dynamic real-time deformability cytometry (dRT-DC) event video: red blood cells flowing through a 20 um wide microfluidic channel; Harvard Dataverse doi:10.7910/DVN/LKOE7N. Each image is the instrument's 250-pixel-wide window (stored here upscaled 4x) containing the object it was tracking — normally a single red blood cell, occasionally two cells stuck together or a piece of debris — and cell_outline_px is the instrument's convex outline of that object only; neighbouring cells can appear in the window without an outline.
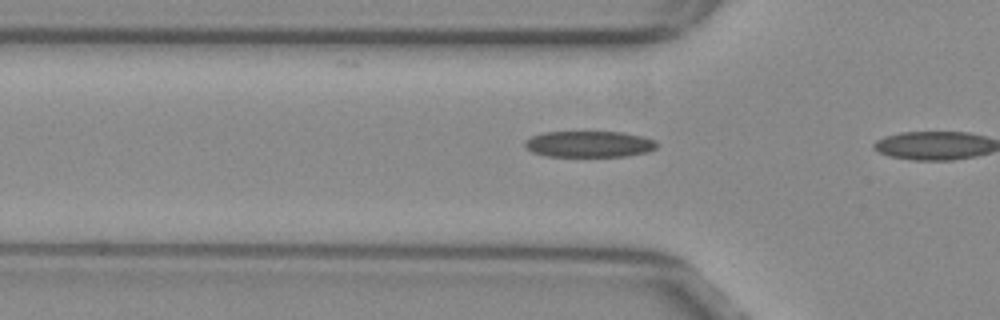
{"species": "common noctule bat (a hibernating species)", "species_latin": "Nyctalus noctula", "temperature_condition": "warm", "stored_images_in_passage": 3, "camera_frame_rate_fps": 3000, "um_per_image_px": 0.085, "animal": {"sex": "female", "body_mass_g": 29.2, "forearm_length_mm": 56.3}, "frame": {"image": 1, "passage_image": 2, "time_ms": 0.333, "image_size_px": [1000, 320], "cell_outline_px": [[656, 148], [648, 152], [628, 156], [544, 156], [532, 152], [524, 144], [524, 140], [532, 136], [544, 132], [620, 132], [640, 136], [656, 140]], "centroid_in_image_um": [50.06, 12.25], "position_along_channel_um": 75.7, "area_um2": 20.11}}